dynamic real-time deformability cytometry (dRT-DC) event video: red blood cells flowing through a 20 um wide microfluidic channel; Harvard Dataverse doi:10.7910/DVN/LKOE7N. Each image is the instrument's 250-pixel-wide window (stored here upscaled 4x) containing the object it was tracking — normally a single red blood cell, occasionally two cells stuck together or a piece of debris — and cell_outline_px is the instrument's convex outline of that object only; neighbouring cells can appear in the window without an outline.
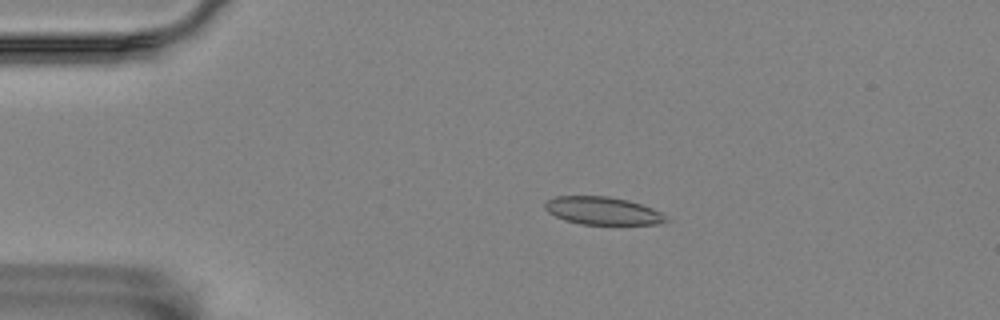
{"species": "Egyptian fruit bat (a non-hibernating species)", "species_latin": "Rousettus aegyptiacus", "temperature_condition": "room temperature", "stored_images_in_passage": 52, "camera_frame_rate_fps": 3000, "um_per_image_px": 0.085, "animal": {"sex": "female"}, "frame": {"image": 1, "passage_image": 6, "time_ms": 1.667, "image_size_px": [1000, 320], "cell_outline_px": [[668, 220], [656, 224], [580, 224], [564, 220], [548, 212], [544, 208], [544, 204], [548, 200], [556, 196], [608, 196], [628, 200], [652, 208], [660, 212]], "centroid_in_image_um": [51.18, 17.91], "position_along_channel_um": 33.8, "area_um2": 19.42}}
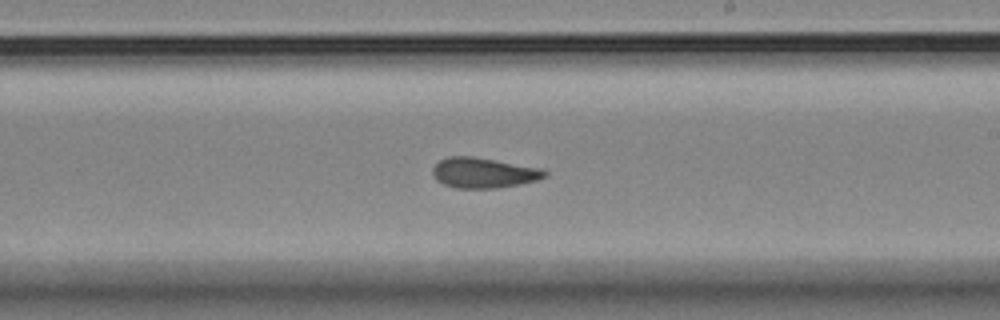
{"frame": {"image": 2, "passage_image": 28, "time_ms": 9.0, "image_size_px": [1000, 320], "cell_outline_px": [[548, 176], [536, 180], [520, 184], [496, 188], [456, 188], [444, 184], [436, 180], [432, 172], [432, 168], [440, 160], [448, 156], [472, 156], [540, 168], [548, 172]], "centroid_in_image_um": [41.09, 14.69], "position_along_channel_um": 247.9, "area_um2": 19.71}}
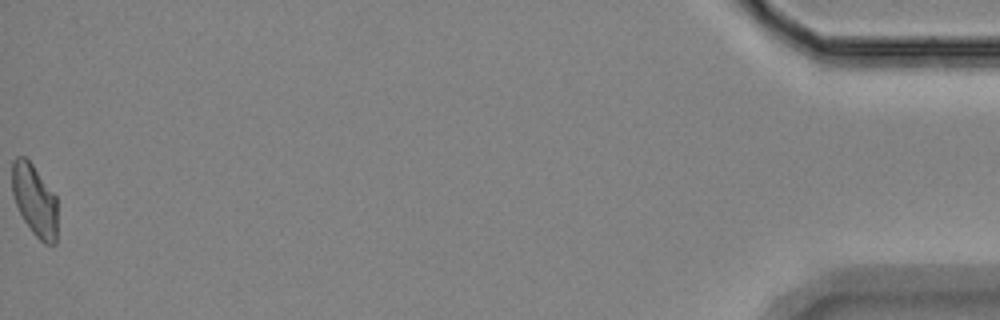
{"frame": {"image": 3, "passage_image": 52, "time_ms": 17.0, "image_size_px": [1000, 320], "cell_outline_px": [[56, 244], [44, 244], [32, 232], [24, 220], [16, 204], [12, 192], [12, 160], [16, 156], [24, 156], [32, 164], [56, 196]], "centroid_in_image_um": [2.93, 17.01], "position_along_channel_um": 432.3, "area_um2": 18.79}, "authors_computed_cell_mechanics": {"area_um2": 19.3052, "velocity_mm_per_s": 3.4923, "shape_relaxation_time_tau1_ms": null, "shape_relaxation_time_tau2_ms": 1.8851, "deformation_change_tau1": null, "deformation_change_tau2": 0.0807}}